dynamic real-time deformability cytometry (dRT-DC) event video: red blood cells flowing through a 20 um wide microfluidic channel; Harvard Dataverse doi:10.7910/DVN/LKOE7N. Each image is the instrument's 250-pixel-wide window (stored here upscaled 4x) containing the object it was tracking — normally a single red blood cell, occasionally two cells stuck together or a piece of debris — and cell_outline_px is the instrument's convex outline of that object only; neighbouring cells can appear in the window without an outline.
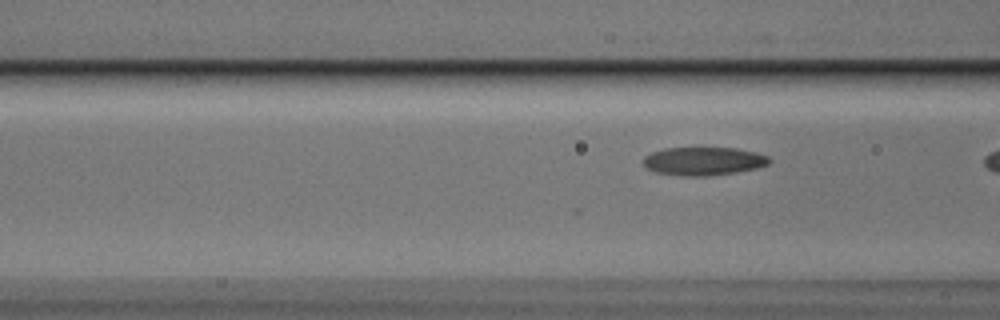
{"species": "Egyptian fruit bat (a non-hibernating species)", "species_latin": "Rousettus aegyptiacus", "temperature_condition": "cold", "stored_images_in_passage": 20, "camera_frame_rate_fps": 3000, "um_per_image_px": 0.085, "animal": {"sex": "male"}, "frame": {"image": 1, "passage_image": 19, "time_ms": 6.0, "image_size_px": [1000, 320], "cell_outline_px": [[772, 160], [768, 164], [756, 168], [736, 172], [708, 176], [684, 176], [656, 172], [648, 168], [640, 160], [644, 156], [652, 152], [664, 148], [696, 144], [736, 148], [756, 152], [768, 156]], "centroid_in_image_um": [59.77, 13.63], "position_along_channel_um": 106.8, "area_um2": 21.85}}